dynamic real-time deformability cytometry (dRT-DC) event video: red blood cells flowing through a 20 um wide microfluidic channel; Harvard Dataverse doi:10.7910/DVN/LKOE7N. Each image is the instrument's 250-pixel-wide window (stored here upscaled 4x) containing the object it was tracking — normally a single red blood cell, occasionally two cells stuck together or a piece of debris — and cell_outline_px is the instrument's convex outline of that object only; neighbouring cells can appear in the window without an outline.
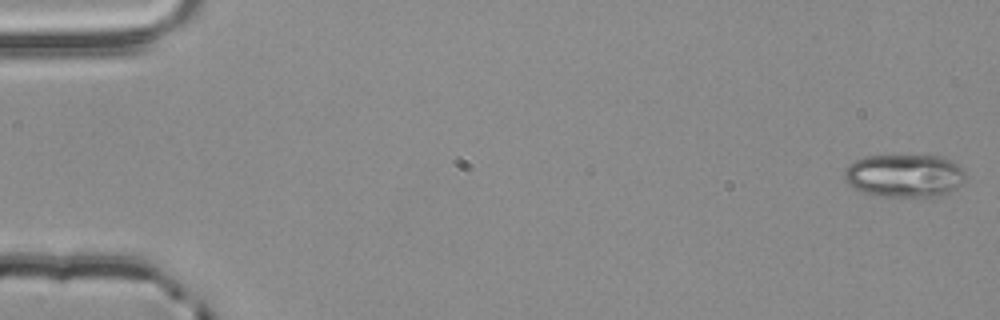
{"species": "common noctule bat (a hibernating species)", "species_latin": "Nyctalus noctula", "temperature_condition": "room temperature", "stored_images_in_passage": 54, "camera_frame_rate_fps": 3000, "um_per_image_px": 0.085, "animal": {"sex": "male", "body_mass_g": 20.4}, "frame": {"image": 1, "passage_image": 1, "time_ms": 0.0, "image_size_px": [1000, 320], "cell_outline_px": [[968, 176], [956, 188], [948, 192], [936, 196], [876, 196], [864, 192], [848, 184], [844, 180], [844, 168], [848, 164], [864, 156], [940, 156], [956, 164]], "centroid_in_image_um": [76.84, 14.93], "position_along_channel_um": 8.2, "area_um2": 30.17}}
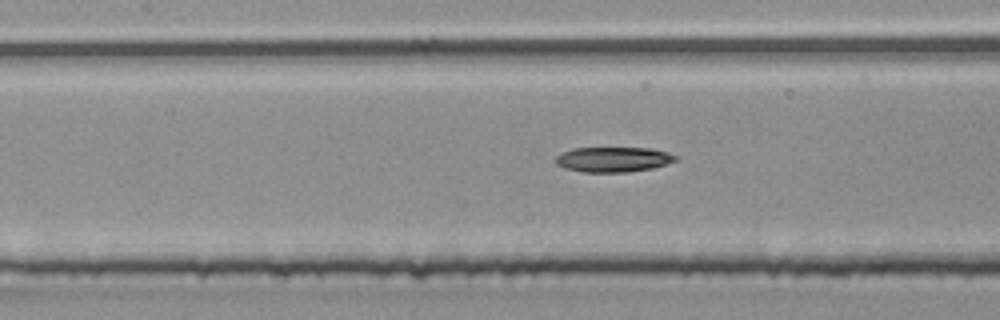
{"frame": {"image": 2, "passage_image": 25, "time_ms": 8.0, "image_size_px": [1000, 320], "cell_outline_px": [[676, 160], [652, 168], [628, 172], [580, 172], [564, 168], [556, 164], [556, 156], [572, 148], [652, 148], [668, 152], [676, 156]], "centroid_in_image_um": [52.1, 13.55], "position_along_channel_um": 155.3, "area_um2": 17.46}}
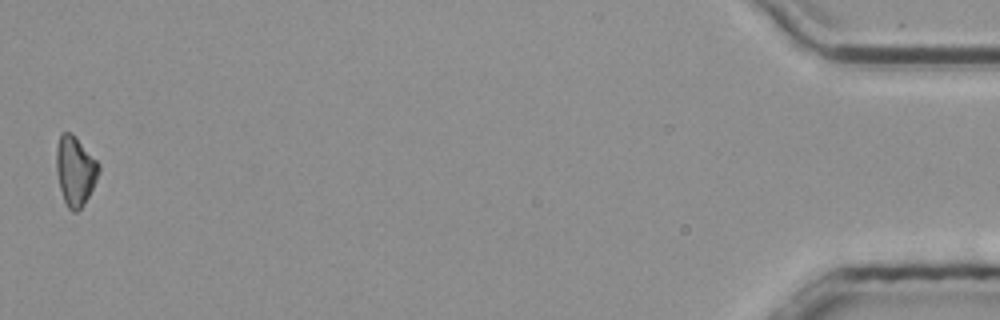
{"frame": {"image": 3, "passage_image": 54, "time_ms": 17.667, "image_size_px": [1000, 320], "cell_outline_px": [[100, 172], [84, 204], [76, 212], [72, 212], [68, 208], [64, 200], [60, 188], [56, 172], [56, 144], [60, 132], [72, 132], [100, 164]], "centroid_in_image_um": [6.38, 14.48], "position_along_channel_um": 428.8, "area_um2": 17.28}, "authors_computed_cell_mechanics": {"area_um2": 18.0047, "velocity_mm_per_s": 3.8569, "shape_relaxation_time_tau1_ms": 5.5342, "shape_relaxation_time_tau2_ms": null, "deformation_change_tau1": 0.1303, "deformation_change_tau2": null}}